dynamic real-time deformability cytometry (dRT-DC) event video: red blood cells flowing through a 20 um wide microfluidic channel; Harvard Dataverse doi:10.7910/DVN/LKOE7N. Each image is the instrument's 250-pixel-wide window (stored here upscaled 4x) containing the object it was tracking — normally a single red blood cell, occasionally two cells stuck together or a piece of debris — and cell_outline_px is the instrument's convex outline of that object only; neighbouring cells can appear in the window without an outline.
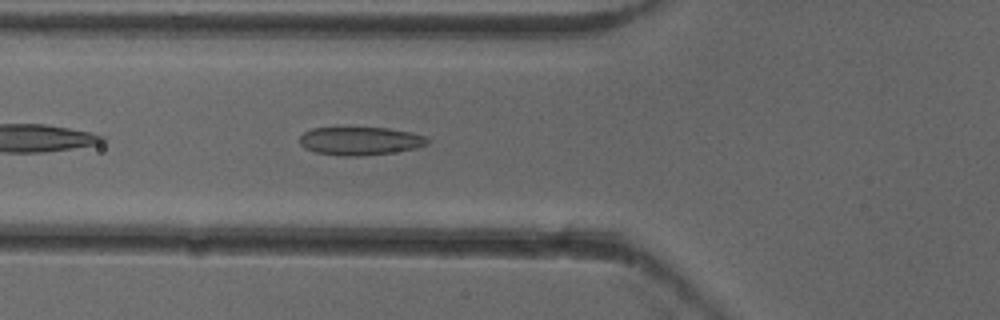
{"species": "common noctule bat (a hibernating species)", "species_latin": "Nyctalus noctula", "temperature_condition": "cold", "stored_images_in_passage": 34, "camera_frame_rate_fps": 3000, "um_per_image_px": 0.085, "animal": {"sex": "female"}, "frame": {"image": 1, "passage_image": 4, "time_ms": 1.0, "image_size_px": [1000, 320], "cell_outline_px": [[432, 140], [428, 144], [416, 148], [392, 152], [360, 156], [340, 156], [316, 152], [304, 148], [300, 144], [300, 136], [304, 132], [312, 128], [388, 128], [428, 136]], "centroid_in_image_um": [30.64, 11.98], "position_along_channel_um": 95.2, "area_um2": 21.04}}
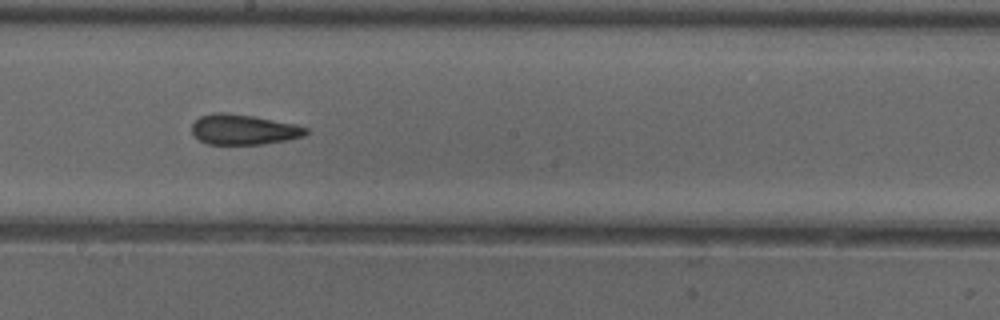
{"frame": {"image": 2, "passage_image": 14, "time_ms": 4.333, "image_size_px": [1000, 320], "cell_outline_px": [[308, 132], [304, 136], [288, 140], [264, 144], [208, 144], [200, 140], [192, 132], [192, 124], [200, 116], [212, 112], [224, 112], [252, 116], [296, 124], [308, 128]], "centroid_in_image_um": [20.72, 11.01], "position_along_channel_um": 227.5, "area_um2": 20.11}}
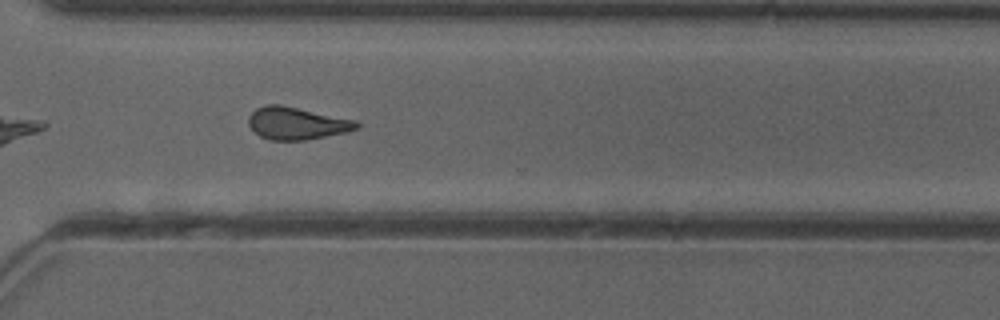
{"frame": {"image": 3, "passage_image": 23, "time_ms": 7.333, "image_size_px": [1000, 320], "cell_outline_px": [[360, 128], [348, 132], [304, 140], [268, 140], [260, 136], [248, 124], [248, 116], [256, 108], [268, 104], [280, 104], [356, 120], [360, 124]], "centroid_in_image_um": [25.24, 10.48], "position_along_channel_um": 345.4, "area_um2": 20.46}, "authors_computed_cell_mechanics": {"area_um2": 20.1144, "velocity_mm_per_s": 3.9444, "shape_relaxation_time_tau1_ms": 10.8695, "shape_relaxation_time_tau2_ms": 3.3798, "deformation_change_tau1": 0.1953, "deformation_change_tau2": 0.1028}}